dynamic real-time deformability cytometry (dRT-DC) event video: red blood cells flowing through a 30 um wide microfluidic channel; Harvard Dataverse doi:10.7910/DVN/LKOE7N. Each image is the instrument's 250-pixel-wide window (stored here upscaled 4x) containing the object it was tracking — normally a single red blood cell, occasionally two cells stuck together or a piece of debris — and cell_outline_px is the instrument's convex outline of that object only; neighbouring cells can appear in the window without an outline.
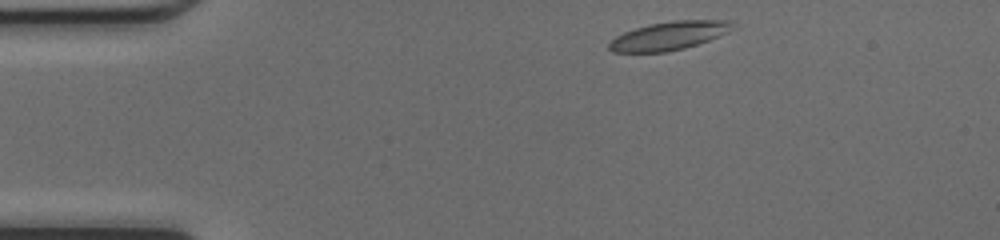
{"species": "common noctule bat (a hibernating species)", "species_latin": "Nyctalus noctula", "temperature_condition": "cold", "stored_images_in_passage": 41, "camera_frame_rate_fps": 3000, "um_per_image_px": 0.085, "animal": {"sex": "female", "body_mass_g": 17.0, "forearm_length_mm": 48.0}, "frame": {"image": 1, "passage_image": 1, "time_ms": 0.0, "image_size_px": [1000, 240], "cell_outline_px": [[728, 32], [708, 40], [684, 48], [668, 52], [612, 52], [608, 48], [608, 44], [616, 36], [624, 32], [636, 28], [652, 24], [676, 20], [728, 20]], "centroid_in_image_um": [56.78, 3.06], "position_along_channel_um": 28.2, "area_um2": 19.88}}
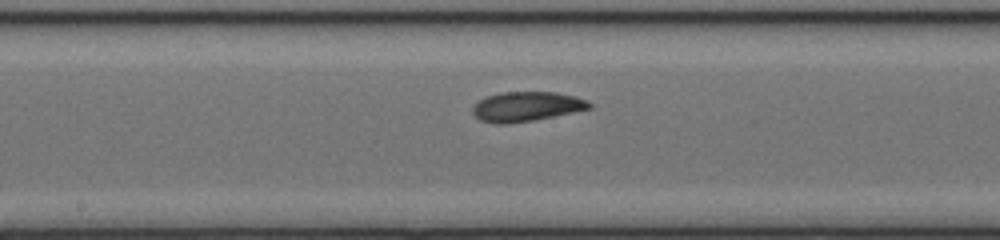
{"frame": {"image": 2, "passage_image": 18, "time_ms": 5.667, "image_size_px": [1000, 240], "cell_outline_px": [[592, 108], [532, 120], [504, 124], [496, 124], [480, 120], [472, 112], [472, 108], [480, 100], [488, 96], [500, 92], [556, 92], [576, 96], [588, 100], [592, 104]], "centroid_in_image_um": [44.77, 9.04], "position_along_channel_um": 203.4, "area_um2": 20.0}}
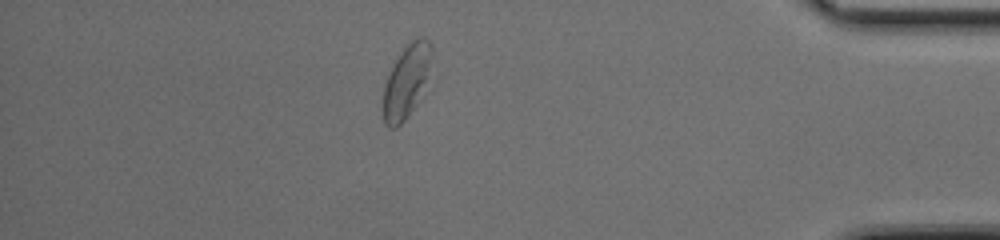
{"frame": {"image": 3, "passage_image": 35, "time_ms": 11.333, "image_size_px": [1000, 240], "cell_outline_px": [[436, 52], [420, 100], [408, 116], [396, 128], [388, 128], [384, 124], [380, 108], [384, 84], [400, 52], [412, 40], [420, 36], [424, 36], [432, 44]], "centroid_in_image_um": [34.56, 6.92], "position_along_channel_um": 400.6, "area_um2": 21.56}, "authors_computed_cell_mechanics": {"area_um2": 19.941, "velocity_mm_per_s": 4.2122, "shape_relaxation_time_tau1_ms": 5.6732, "shape_relaxation_time_tau2_ms": 3.7217, "deformation_change_tau1": 0.1474, "deformation_change_tau2": 0.0872}}